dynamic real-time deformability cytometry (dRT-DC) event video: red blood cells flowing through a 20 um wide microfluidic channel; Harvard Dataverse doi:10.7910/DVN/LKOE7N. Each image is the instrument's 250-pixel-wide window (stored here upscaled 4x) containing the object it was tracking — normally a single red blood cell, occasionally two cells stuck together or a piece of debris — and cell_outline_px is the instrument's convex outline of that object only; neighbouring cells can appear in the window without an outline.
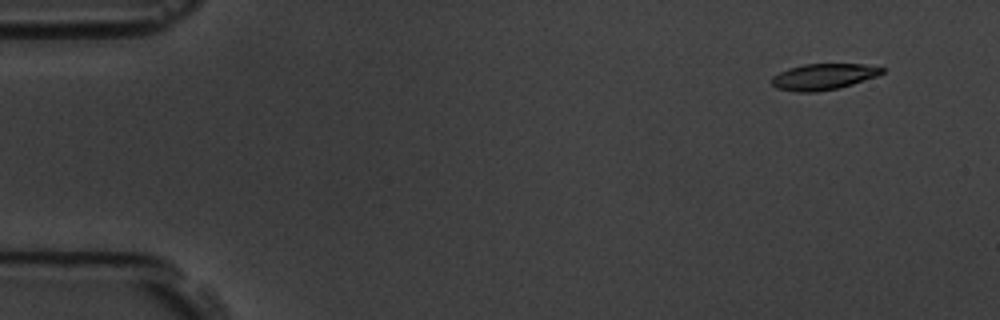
{"species": "common noctule bat (a hibernating species)", "species_latin": "Nyctalus noctula", "temperature_condition": "room temperature", "stored_images_in_passage": 6, "camera_frame_rate_fps": 3000, "um_per_image_px": 0.085, "animal": {"sex": "male", "body_mass_g": 19.5, "forearm_length_mm": 54.6}, "frame": {"image": 1, "passage_image": 2, "time_ms": 1.333, "image_size_px": [1000, 320], "cell_outline_px": [[884, 72], [876, 76], [852, 84], [836, 88], [816, 92], [796, 92], [776, 88], [772, 84], [772, 76], [788, 68], [804, 64], [864, 64], [884, 68]], "centroid_in_image_um": [69.96, 6.51], "position_along_channel_um": 15.0, "area_um2": 16.65}}